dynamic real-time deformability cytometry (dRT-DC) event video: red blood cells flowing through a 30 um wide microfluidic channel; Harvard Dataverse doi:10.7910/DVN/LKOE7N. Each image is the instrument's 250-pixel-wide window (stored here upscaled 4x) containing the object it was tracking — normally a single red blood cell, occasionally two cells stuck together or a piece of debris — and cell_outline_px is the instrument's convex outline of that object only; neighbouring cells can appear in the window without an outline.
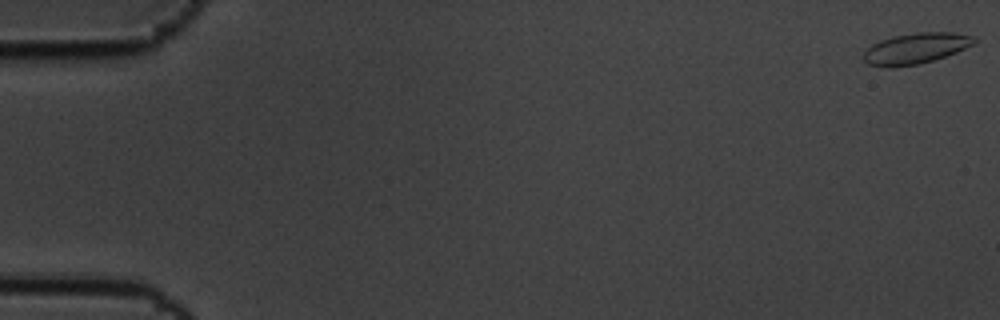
{"species": "common noctule bat (a hibernating species)", "species_latin": "Nyctalus noctula", "temperature_condition": "cold", "stored_images_in_passage": 15, "camera_frame_rate_fps": 3000, "um_per_image_px": 0.085, "animal": {"sex": "male", "body_mass_g": 19.5, "forearm_length_mm": 54.6}, "frame": {"image": 1, "passage_image": 1, "time_ms": 0.0, "image_size_px": [1000, 320], "cell_outline_px": [[976, 40], [972, 44], [956, 52], [932, 60], [916, 64], [892, 68], [888, 68], [868, 64], [864, 60], [864, 52], [872, 44], [880, 40], [896, 36], [916, 32], [952, 32], [976, 36]], "centroid_in_image_um": [77.82, 4.11], "position_along_channel_um": 7.2, "area_um2": 19.65}}